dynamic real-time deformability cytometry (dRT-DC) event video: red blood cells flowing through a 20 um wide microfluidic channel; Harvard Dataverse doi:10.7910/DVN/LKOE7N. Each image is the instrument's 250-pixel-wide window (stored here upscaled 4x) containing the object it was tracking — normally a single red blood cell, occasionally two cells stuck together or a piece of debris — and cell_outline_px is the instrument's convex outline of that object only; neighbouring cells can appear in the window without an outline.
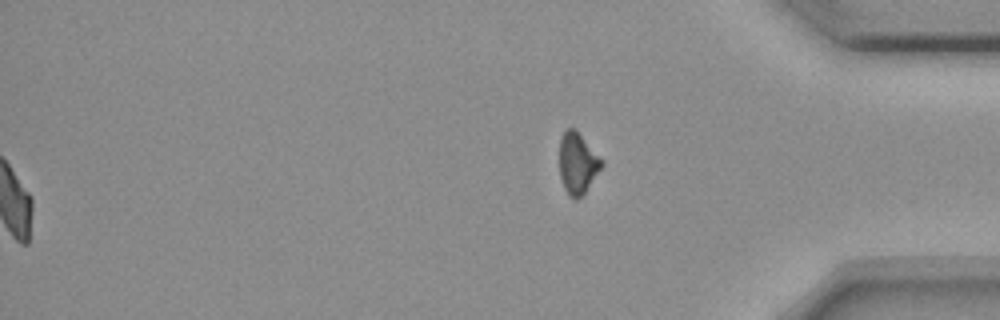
{"species": "common noctule bat (a hibernating species)", "species_latin": "Nyctalus noctula", "temperature_condition": "room temperature", "stored_images_in_passage": 57, "segment_of_instrument_passage": [2, 2], "camera_frame_rate_fps": 3000, "um_per_image_px": 0.085, "animal": {"sex": "female", "body_mass_g": 18.4}, "frame": {"image": 1, "passage_image": 57, "time_ms": 18.667, "image_size_px": [1000, 320], "cell_outline_px": [[604, 164], [584, 192], [576, 200], [568, 196], [564, 188], [560, 176], [560, 136], [564, 128], [572, 128], [604, 160]], "centroid_in_image_um": [49.08, 13.88], "position_along_channel_um": 386.1, "area_um2": 14.8}}